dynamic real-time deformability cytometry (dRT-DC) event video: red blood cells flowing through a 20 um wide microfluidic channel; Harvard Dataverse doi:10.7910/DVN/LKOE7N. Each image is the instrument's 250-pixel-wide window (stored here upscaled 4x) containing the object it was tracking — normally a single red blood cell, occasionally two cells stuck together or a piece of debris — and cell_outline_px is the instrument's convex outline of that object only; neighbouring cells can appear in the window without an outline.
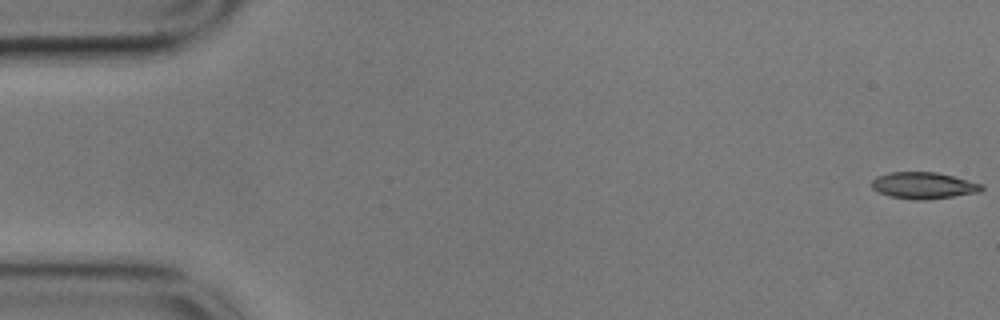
{"species": "common noctule bat (a hibernating species)", "species_latin": "Nyctalus noctula", "temperature_condition": "cold", "stored_images_in_passage": 52, "camera_frame_rate_fps": 3000, "um_per_image_px": 0.085, "animal": {"sex": "male", "body_mass_g": 17.9}, "frame": {"image": 1, "passage_image": 1, "time_ms": 0.0, "image_size_px": [1000, 320], "cell_outline_px": [[984, 188], [980, 192], [924, 200], [916, 200], [892, 196], [880, 192], [872, 188], [872, 180], [876, 176], [892, 172], [936, 172], [984, 184]], "centroid_in_image_um": [78.52, 15.76], "position_along_channel_um": 6.5, "area_um2": 16.82}}
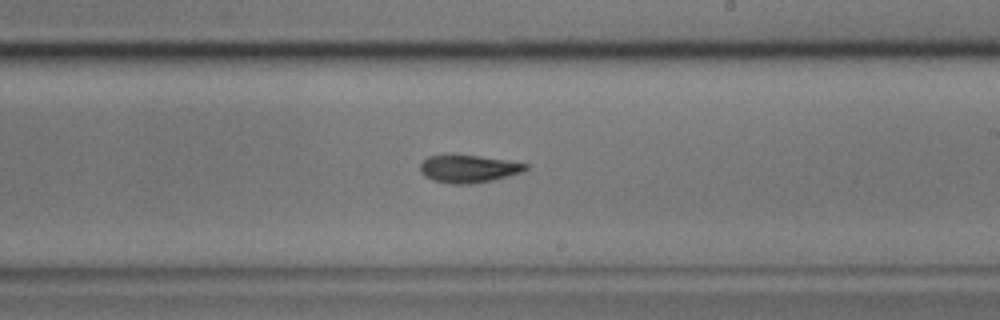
{"frame": {"image": 2, "passage_image": 33, "time_ms": 10.667, "image_size_px": [1000, 320], "cell_outline_px": [[528, 168], [520, 172], [492, 180], [468, 184], [452, 184], [432, 180], [424, 176], [420, 172], [420, 164], [428, 156], [480, 156], [528, 164]], "centroid_in_image_um": [39.78, 14.36], "position_along_channel_um": 249.2, "area_um2": 16.53}}
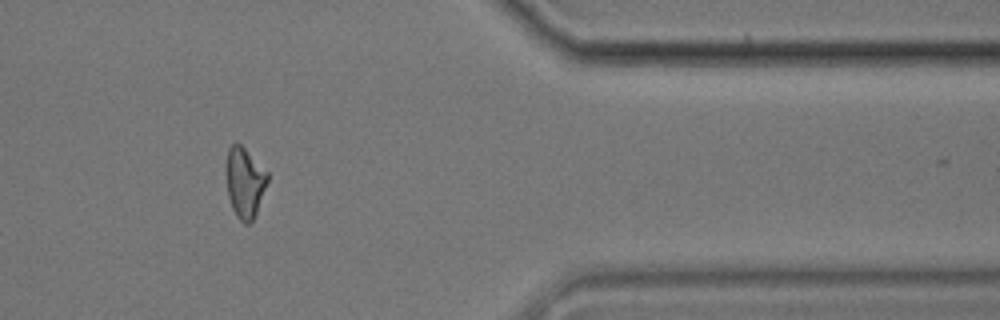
{"frame": {"image": 3, "passage_image": 47, "time_ms": 15.333, "image_size_px": [1000, 320], "cell_outline_px": [[268, 180], [256, 212], [252, 220], [248, 224], [244, 224], [236, 216], [232, 208], [228, 196], [224, 172], [224, 168], [228, 148], [236, 140], [268, 172]], "centroid_in_image_um": [20.75, 15.47], "position_along_channel_um": 390.6, "area_um2": 17.17}, "authors_computed_cell_mechanics": {"area_um2": 17.3978, "velocity_mm_per_s": 3.5335, "shape_relaxation_time_tau1_ms": 4.6604, "shape_relaxation_time_tau2_ms": 4.7347, "deformation_change_tau1": 0.1347, "deformation_change_tau2": 0.141}}